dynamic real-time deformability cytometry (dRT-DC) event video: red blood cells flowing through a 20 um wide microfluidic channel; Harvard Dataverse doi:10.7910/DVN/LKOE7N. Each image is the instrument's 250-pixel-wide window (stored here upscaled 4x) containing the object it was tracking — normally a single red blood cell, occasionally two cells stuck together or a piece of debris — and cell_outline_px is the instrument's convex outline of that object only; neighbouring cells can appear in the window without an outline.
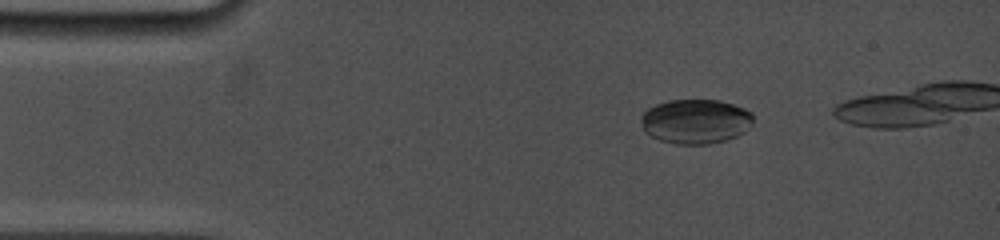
{"species": "common noctule bat (a hibernating species)", "species_latin": "Nyctalus noctula", "temperature_condition": "cold", "stored_images_in_passage": 46, "camera_frame_rate_fps": 5000, "um_per_image_px": 0.085, "animal": {"sex": "female", "body_mass_g": 19.0, "forearm_length_mm": 53.3}, "frame": {"image": 1, "passage_image": 1, "time_ms": 0.0, "image_size_px": [1000, 240], "cell_outline_px": [[752, 124], [744, 132], [728, 140], [708, 144], [676, 144], [660, 140], [644, 132], [640, 120], [640, 116], [648, 108], [656, 104], [668, 100], [720, 100], [744, 108], [752, 112]], "centroid_in_image_um": [59.11, 10.32], "position_along_channel_um": 25.9, "area_um2": 29.3}}
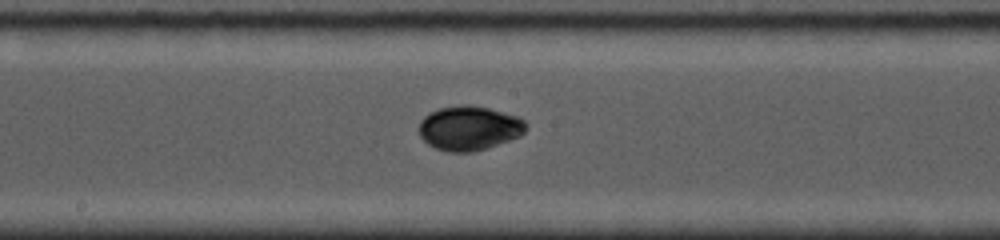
{"frame": {"image": 2, "passage_image": 24, "time_ms": 6.2, "image_size_px": [1000, 240], "cell_outline_px": [[528, 124], [524, 132], [520, 136], [472, 152], [448, 152], [436, 148], [428, 144], [420, 136], [420, 120], [424, 116], [440, 108], [460, 104], [468, 104], [488, 108], [516, 116], [524, 120]], "centroid_in_image_um": [39.87, 10.88], "position_along_channel_um": 208.3, "area_um2": 27.4}}
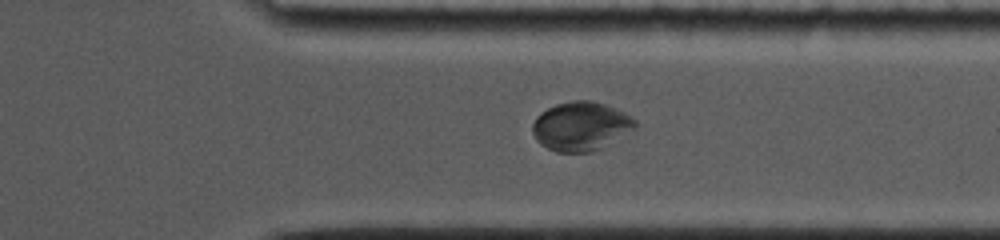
{"frame": {"image": 3, "passage_image": 40, "time_ms": 10.2, "image_size_px": [1000, 240], "cell_outline_px": [[636, 128], [600, 148], [592, 152], [556, 152], [540, 144], [536, 140], [532, 132], [532, 124], [536, 116], [540, 112], [556, 104], [572, 100], [592, 100], [616, 108], [632, 116], [636, 120]], "centroid_in_image_um": [49.35, 10.72], "position_along_channel_um": 362.0, "area_um2": 29.36}}